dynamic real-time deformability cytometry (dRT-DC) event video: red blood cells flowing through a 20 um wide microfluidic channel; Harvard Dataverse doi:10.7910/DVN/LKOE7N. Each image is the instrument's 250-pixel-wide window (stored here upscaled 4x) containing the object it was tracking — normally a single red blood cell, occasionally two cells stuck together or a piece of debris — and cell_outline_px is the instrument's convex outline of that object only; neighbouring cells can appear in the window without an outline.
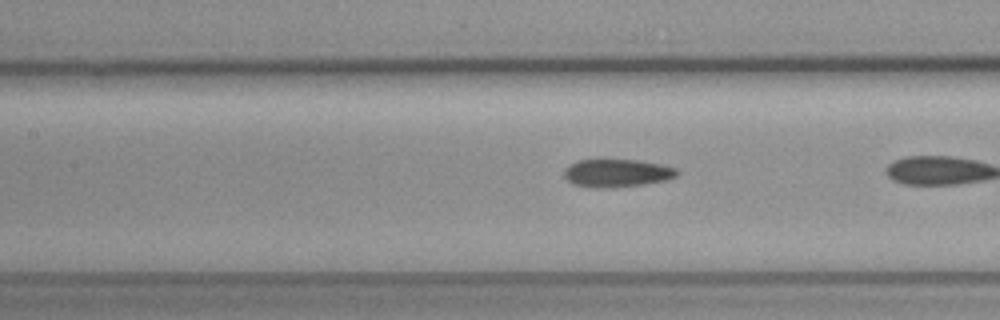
{"species": "common noctule bat (a hibernating species)", "species_latin": "Nyctalus noctula", "temperature_condition": "cold", "stored_images_in_passage": 26, "camera_frame_rate_fps": 3000, "um_per_image_px": 0.085, "animal": {"sex": "female", "body_mass_g": 19.3, "forearm_length_mm": 54.1}, "frame": {"image": 1, "passage_image": 8, "time_ms": 2.333, "image_size_px": [1000, 320], "cell_outline_px": [[680, 172], [676, 176], [668, 180], [644, 184], [612, 188], [592, 188], [572, 184], [564, 176], [564, 168], [580, 160], [640, 160], [660, 164], [676, 168]], "centroid_in_image_um": [52.46, 14.72], "position_along_channel_um": 154.9, "area_um2": 18.5}}